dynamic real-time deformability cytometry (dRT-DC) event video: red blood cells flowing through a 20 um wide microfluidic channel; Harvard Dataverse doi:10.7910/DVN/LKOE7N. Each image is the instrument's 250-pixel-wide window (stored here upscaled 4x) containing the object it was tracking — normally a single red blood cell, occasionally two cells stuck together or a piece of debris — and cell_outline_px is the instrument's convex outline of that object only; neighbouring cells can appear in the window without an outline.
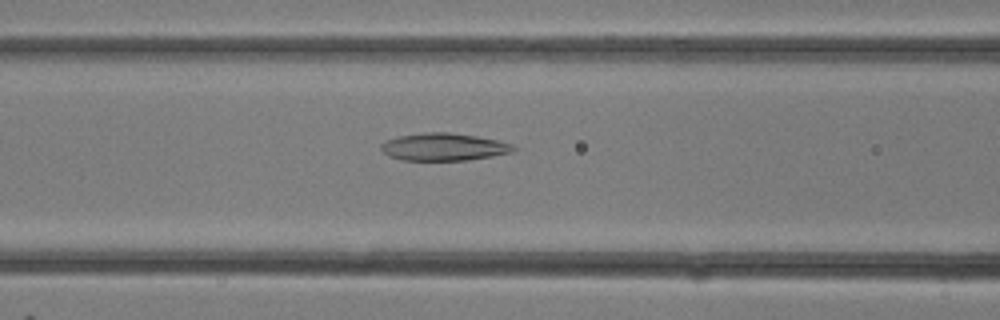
{"species": "common noctule bat (a hibernating species)", "species_latin": "Nyctalus noctula", "temperature_condition": "room temperature", "stored_images_in_passage": 31, "camera_frame_rate_fps": 3000, "um_per_image_px": 0.085, "animal": {"sex": "female"}, "frame": {"image": 1, "passage_image": 13, "time_ms": 4.0, "image_size_px": [1000, 320], "cell_outline_px": [[520, 148], [512, 152], [492, 156], [468, 160], [404, 160], [388, 156], [380, 148], [380, 144], [384, 140], [396, 136], [424, 132], [448, 132], [476, 136], [496, 140], [512, 144]], "centroid_in_image_um": [37.7, 12.48], "position_along_channel_um": 128.9, "area_um2": 21.39}}
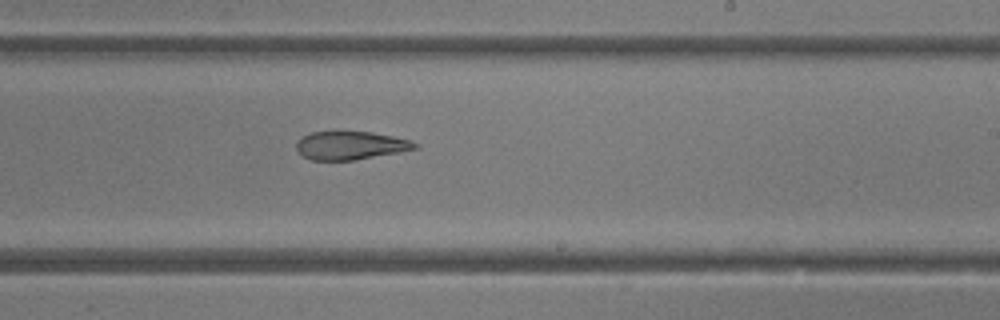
{"frame": {"image": 2, "passage_image": 19, "time_ms": 6.0, "image_size_px": [1000, 320], "cell_outline_px": [[420, 148], [400, 152], [352, 160], [312, 160], [300, 156], [296, 148], [296, 140], [300, 136], [312, 132], [372, 132], [392, 136], [408, 140], [420, 144]], "centroid_in_image_um": [29.76, 12.37], "position_along_channel_um": 259.2, "area_um2": 19.65}}
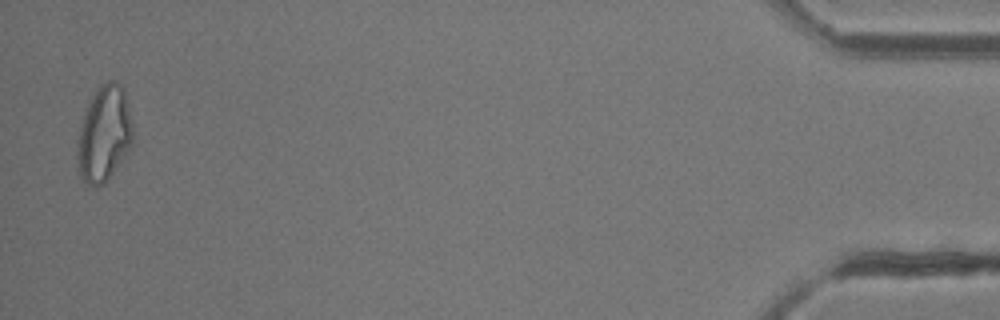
{"frame": {"image": 3, "passage_image": 31, "time_ms": 10.0, "image_size_px": [1000, 320], "cell_outline_px": [[132, 144], [104, 184], [96, 188], [84, 188], [80, 180], [76, 152], [80, 128], [84, 112], [96, 88], [100, 84], [108, 80], [116, 80], [124, 88], [132, 124]], "centroid_in_image_um": [8.81, 11.42], "position_along_channel_um": 426.4, "area_um2": 31.33}}